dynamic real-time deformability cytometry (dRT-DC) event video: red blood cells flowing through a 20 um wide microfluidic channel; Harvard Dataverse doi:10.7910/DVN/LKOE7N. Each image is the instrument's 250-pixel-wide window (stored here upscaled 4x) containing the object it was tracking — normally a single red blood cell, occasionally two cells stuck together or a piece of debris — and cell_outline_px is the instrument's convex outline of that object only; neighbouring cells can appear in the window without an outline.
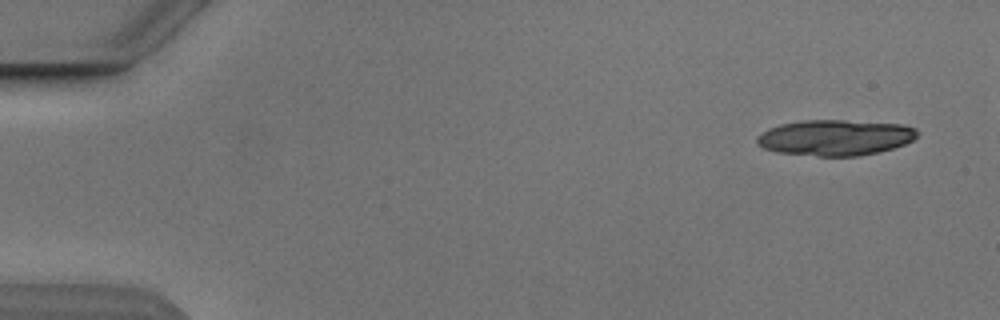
{"species": "Egyptian fruit bat (a non-hibernating species)", "species_latin": "Rousettus aegyptiacus", "temperature_condition": "cold", "stored_images_in_passage": 5, "camera_frame_rate_fps": 3000, "um_per_image_px": 0.085, "animal": {"sex": "male"}, "frame": {"image": 1, "passage_image": 1, "time_ms": 0.0, "image_size_px": [1000, 320], "cell_outline_px": [[920, 132], [912, 140], [904, 144], [892, 148], [876, 152], [856, 156], [816, 156], [776, 152], [764, 148], [756, 144], [756, 136], [768, 128], [780, 124], [800, 120], [844, 120], [904, 124], [916, 128]], "centroid_in_image_um": [70.97, 11.68], "position_along_channel_um": 14.0, "area_um2": 33.64}}